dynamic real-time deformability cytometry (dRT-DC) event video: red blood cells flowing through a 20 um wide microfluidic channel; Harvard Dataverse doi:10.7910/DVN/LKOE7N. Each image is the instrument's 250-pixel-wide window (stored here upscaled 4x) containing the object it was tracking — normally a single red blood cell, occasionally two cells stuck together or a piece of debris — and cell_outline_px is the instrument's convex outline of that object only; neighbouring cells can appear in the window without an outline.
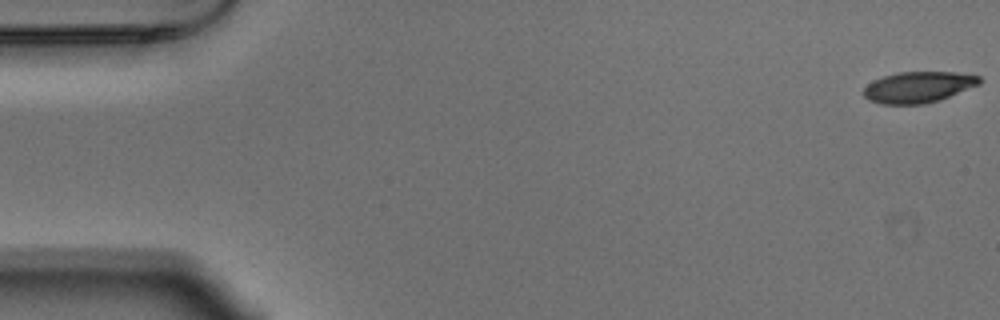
{"species": "Egyptian fruit bat (a non-hibernating species)", "species_latin": "Rousettus aegyptiacus", "temperature_condition": "warm", "stored_images_in_passage": 10, "camera_frame_rate_fps": 3000, "um_per_image_px": 0.085, "animal": {"sex": "male"}, "frame": {"image": 1, "passage_image": 1, "time_ms": 0.0, "image_size_px": [1000, 320], "cell_outline_px": [[984, 80], [980, 84], [940, 100], [924, 104], [880, 104], [868, 100], [864, 96], [864, 88], [872, 80], [896, 72], [956, 72], [980, 76]], "centroid_in_image_um": [78.07, 7.4], "position_along_channel_um": 6.9, "area_um2": 21.15}}